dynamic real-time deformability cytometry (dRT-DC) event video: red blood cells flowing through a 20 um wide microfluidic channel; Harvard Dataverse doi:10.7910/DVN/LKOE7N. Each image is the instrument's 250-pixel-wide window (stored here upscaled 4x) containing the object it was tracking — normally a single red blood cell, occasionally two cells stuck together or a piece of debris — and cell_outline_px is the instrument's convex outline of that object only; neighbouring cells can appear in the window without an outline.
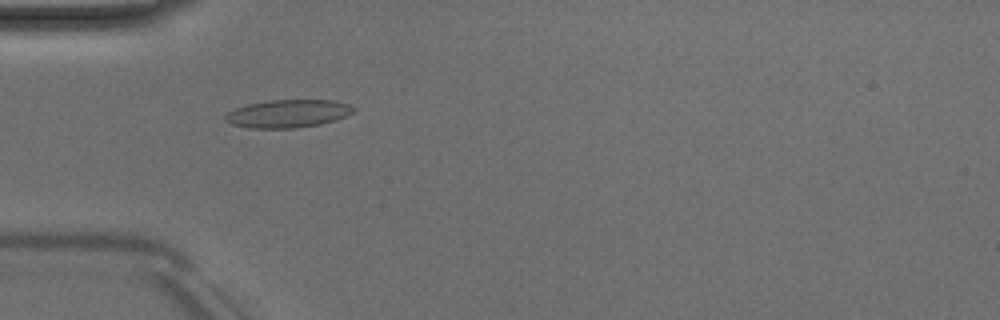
{"species": "Egyptian fruit bat (a non-hibernating species)", "species_latin": "Rousettus aegyptiacus", "temperature_condition": "room temperature", "stored_images_in_passage": 5, "camera_frame_rate_fps": 3000, "um_per_image_px": 0.085, "animal": {"sex": "male"}, "frame": {"image": 1, "passage_image": 4, "time_ms": 3.667, "image_size_px": [1000, 320], "cell_outline_px": [[356, 112], [320, 124], [296, 128], [252, 128], [232, 124], [224, 120], [224, 116], [228, 112], [236, 108], [248, 104], [268, 100], [332, 100], [348, 104], [356, 108]], "centroid_in_image_um": [24.47, 9.65], "position_along_channel_um": 60.5, "area_um2": 20.75}}